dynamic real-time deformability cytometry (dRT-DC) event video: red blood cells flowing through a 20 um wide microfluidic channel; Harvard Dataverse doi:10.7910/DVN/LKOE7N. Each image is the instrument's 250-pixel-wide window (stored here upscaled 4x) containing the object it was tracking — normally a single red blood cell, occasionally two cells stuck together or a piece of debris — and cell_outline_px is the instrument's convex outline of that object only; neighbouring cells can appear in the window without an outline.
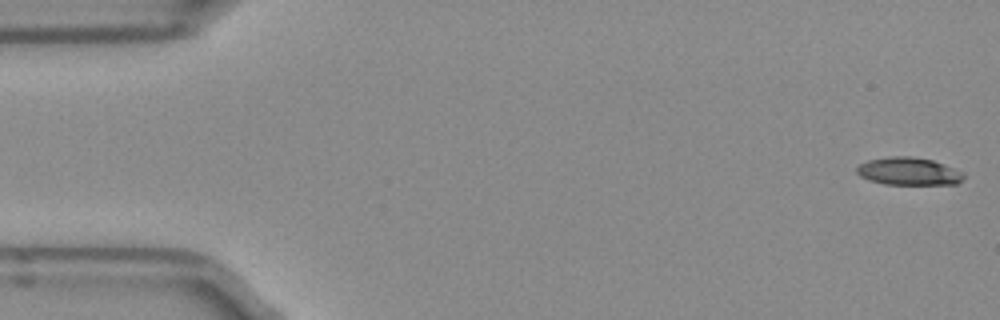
{"species": "Egyptian fruit bat (a non-hibernating species)", "species_latin": "Rousettus aegyptiacus", "temperature_condition": "room temperature", "stored_images_in_passage": 4, "camera_frame_rate_fps": 3000, "um_per_image_px": 0.085, "frame": {"image": 1, "passage_image": 1, "time_ms": 0.0, "image_size_px": [1000, 320], "cell_outline_px": [[964, 176], [956, 184], [884, 184], [868, 180], [860, 176], [856, 172], [856, 168], [860, 164], [868, 160], [888, 156], [912, 156], [932, 160], [944, 164], [964, 172]], "centroid_in_image_um": [77.21, 14.55], "position_along_channel_um": 7.8, "area_um2": 17.28}}